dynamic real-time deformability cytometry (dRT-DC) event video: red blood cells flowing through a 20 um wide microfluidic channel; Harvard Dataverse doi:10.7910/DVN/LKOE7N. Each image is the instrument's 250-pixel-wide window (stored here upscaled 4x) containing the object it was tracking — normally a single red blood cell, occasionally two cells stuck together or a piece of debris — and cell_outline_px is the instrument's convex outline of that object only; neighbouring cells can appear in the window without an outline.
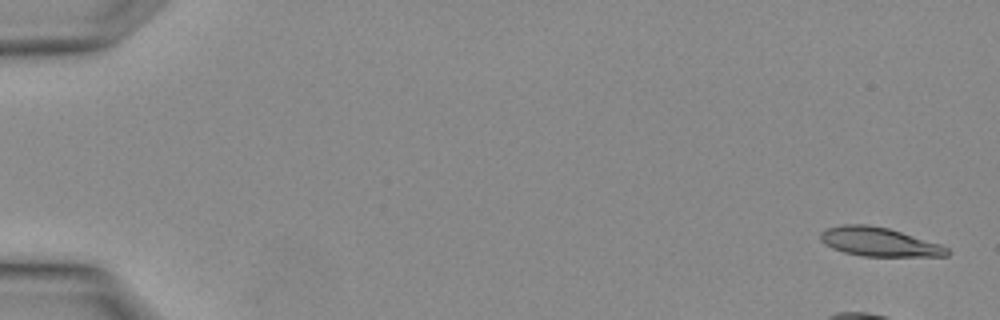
{"species": "Egyptian fruit bat (a non-hibernating species)", "species_latin": "Rousettus aegyptiacus", "temperature_condition": "warm", "stored_images_in_passage": 3, "segment_of_instrument_passage": [2, 2], "camera_frame_rate_fps": 3000, "um_per_image_px": 0.085, "animal": {"sex": "female"}, "frame": {"image": 1, "passage_image": 3, "time_ms": 0.667, "image_size_px": [1000, 320], "cell_outline_px": [[948, 256], [860, 256], [844, 252], [832, 248], [824, 244], [820, 240], [820, 232], [828, 228], [844, 224], [868, 224], [888, 228], [940, 244], [948, 248]], "centroid_in_image_um": [74.68, 20.56], "position_along_channel_um": 10.3, "area_um2": 21.21}}